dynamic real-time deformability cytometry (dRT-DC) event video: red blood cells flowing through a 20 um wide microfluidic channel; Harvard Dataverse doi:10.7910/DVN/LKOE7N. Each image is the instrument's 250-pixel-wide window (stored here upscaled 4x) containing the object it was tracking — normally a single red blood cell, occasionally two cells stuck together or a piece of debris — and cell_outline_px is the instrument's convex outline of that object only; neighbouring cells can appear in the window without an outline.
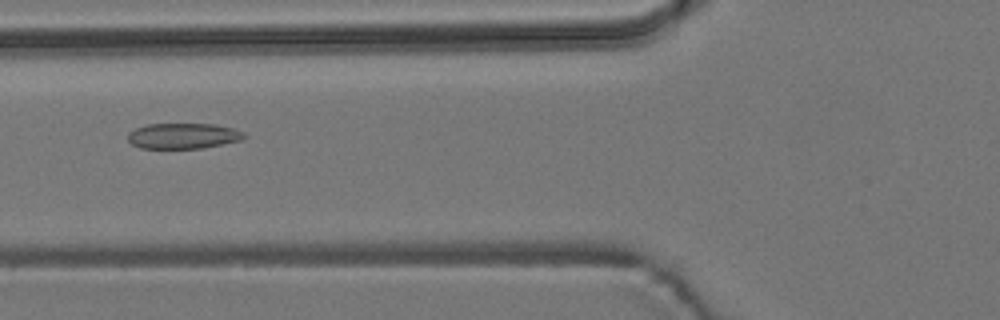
{"species": "common noctule bat (a hibernating species)", "species_latin": "Nyctalus noctula", "temperature_condition": "room temperature", "stored_images_in_passage": 54, "camera_frame_rate_fps": 3000, "um_per_image_px": 0.085, "animal": {"sex": "male", "body_mass_g": 19.2, "forearm_length_mm": 51.8}, "frame": {"image": 1, "passage_image": 21, "time_ms": 6.667, "image_size_px": [1000, 320], "cell_outline_px": [[248, 136], [240, 140], [204, 148], [140, 148], [132, 144], [128, 140], [128, 132], [136, 128], [148, 124], [216, 124], [232, 128], [244, 132]], "centroid_in_image_um": [15.58, 11.55], "position_along_channel_um": 110.2, "area_um2": 17.34}}
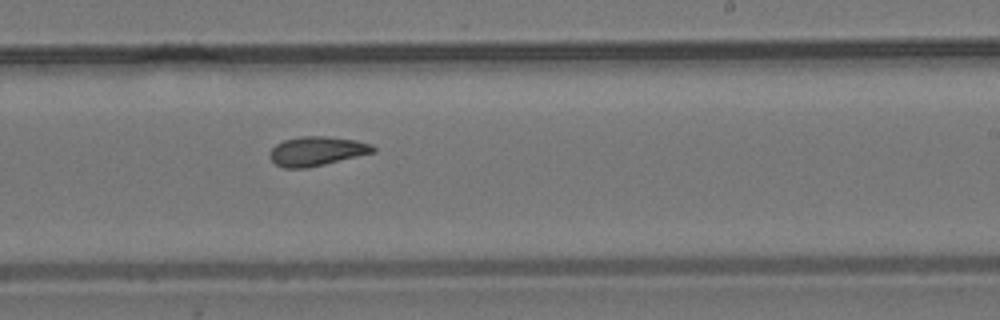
{"frame": {"image": 2, "passage_image": 33, "time_ms": 10.667, "image_size_px": [1000, 320], "cell_outline_px": [[376, 152], [324, 164], [304, 168], [284, 168], [276, 164], [268, 156], [268, 152], [276, 144], [284, 140], [300, 136], [328, 136], [356, 140], [372, 144], [376, 148]], "centroid_in_image_um": [26.93, 12.83], "position_along_channel_um": 262.1, "area_um2": 17.69}}
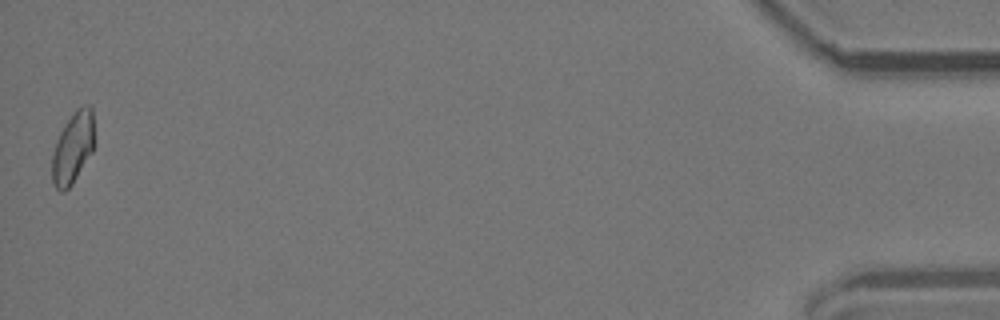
{"frame": {"image": 3, "passage_image": 54, "time_ms": 17.667, "image_size_px": [1000, 320], "cell_outline_px": [[92, 152], [72, 184], [64, 192], [60, 192], [52, 184], [52, 156], [56, 140], [64, 124], [76, 108], [84, 104], [88, 104], [92, 108]], "centroid_in_image_um": [6.15, 12.57], "position_along_channel_um": 429.0, "area_um2": 17.4}, "authors_computed_cell_mechanics": {"area_um2": 17.8313, "velocity_mm_per_s": 3.7967, "shape_relaxation_time_tau1_ms": null, "shape_relaxation_time_tau2_ms": 3.0188, "deformation_change_tau1": null, "deformation_change_tau2": 0.089}}